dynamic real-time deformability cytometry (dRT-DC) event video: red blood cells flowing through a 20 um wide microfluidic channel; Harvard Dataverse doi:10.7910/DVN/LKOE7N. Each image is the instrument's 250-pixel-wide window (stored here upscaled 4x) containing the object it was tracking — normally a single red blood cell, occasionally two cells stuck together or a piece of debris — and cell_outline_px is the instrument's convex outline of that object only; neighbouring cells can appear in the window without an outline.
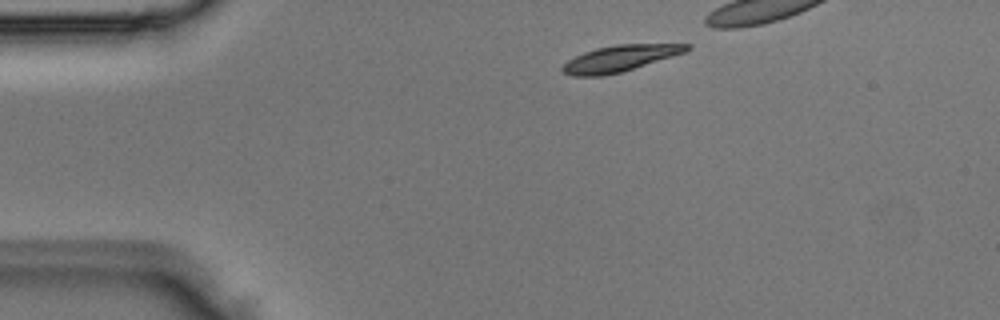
{"species": "Egyptian fruit bat (a non-hibernating species)", "species_latin": "Rousettus aegyptiacus", "temperature_condition": "room temperature", "stored_images_in_passage": 3, "camera_frame_rate_fps": 3000, "um_per_image_px": 0.085, "animal": {"sex": "male"}, "frame": {"image": 1, "passage_image": 1, "time_ms": 0.0, "image_size_px": [1000, 320], "cell_outline_px": [[692, 48], [684, 52], [672, 56], [620, 72], [604, 76], [572, 76], [564, 72], [560, 68], [568, 60], [584, 52], [596, 48], [616, 44], [692, 44]], "centroid_in_image_um": [52.67, 4.96], "position_along_channel_um": 32.3, "area_um2": 18.73}}